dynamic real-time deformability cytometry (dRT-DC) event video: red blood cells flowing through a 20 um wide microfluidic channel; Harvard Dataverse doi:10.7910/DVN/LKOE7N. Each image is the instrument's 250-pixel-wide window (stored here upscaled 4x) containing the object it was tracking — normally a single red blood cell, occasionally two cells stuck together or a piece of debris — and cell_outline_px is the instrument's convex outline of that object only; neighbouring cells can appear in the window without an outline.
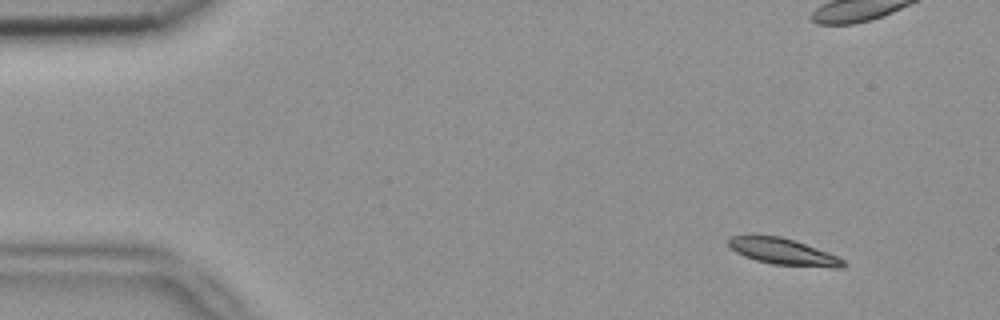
{"species": "common noctule bat (a hibernating species)", "species_latin": "Nyctalus noctula", "temperature_condition": "room temperature", "stored_images_in_passage": 6, "camera_frame_rate_fps": 3000, "um_per_image_px": 0.085, "animal": {"sex": "female", "body_mass_g": 18.4}, "frame": {"image": 1, "passage_image": 1, "time_ms": 0.0, "image_size_px": [1000, 320], "cell_outline_px": [[848, 264], [844, 268], [832, 268], [772, 264], [756, 260], [744, 256], [736, 252], [728, 244], [728, 240], [732, 236], [780, 236], [828, 252], [844, 260]], "centroid_in_image_um": [66.63, 21.42], "position_along_channel_um": 18.4, "area_um2": 17.4}}
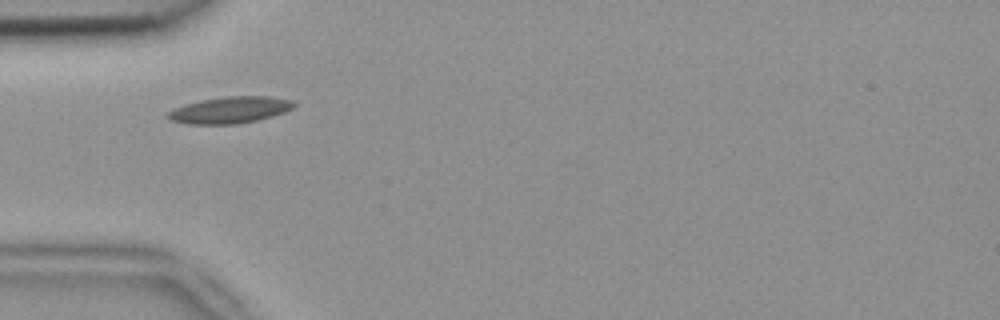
{"frame": {"image": 2, "passage_image": 5, "time_ms": 1.333, "image_size_px": [1000, 320], "cell_outline_px": [[296, 104], [292, 108], [284, 112], [272, 116], [256, 120], [236, 124], [188, 124], [168, 120], [168, 112], [184, 104], [200, 100], [228, 96], [268, 96], [292, 100]], "centroid_in_image_um": [19.54, 9.35], "position_along_channel_um": 65.5, "area_um2": 19.42}}